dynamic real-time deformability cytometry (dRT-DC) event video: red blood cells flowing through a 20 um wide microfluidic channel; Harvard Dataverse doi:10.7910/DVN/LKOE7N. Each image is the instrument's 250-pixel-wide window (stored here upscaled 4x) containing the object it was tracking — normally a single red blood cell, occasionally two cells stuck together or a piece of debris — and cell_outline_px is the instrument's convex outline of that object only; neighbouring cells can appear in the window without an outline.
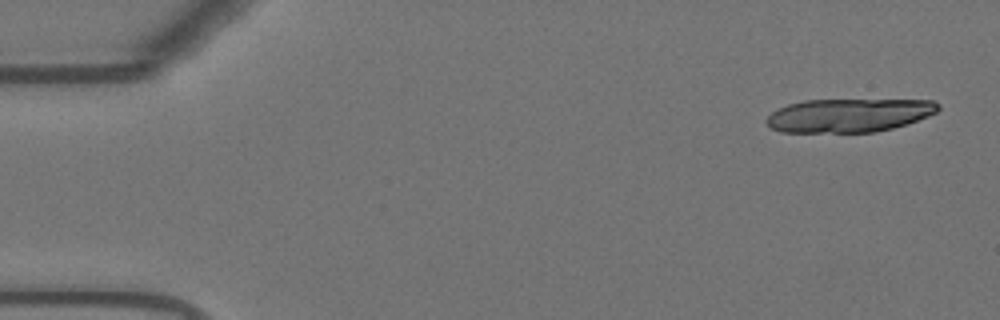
{"species": "Egyptian fruit bat (a non-hibernating species)", "species_latin": "Rousettus aegyptiacus", "temperature_condition": "warm", "stored_images_in_passage": 17, "camera_frame_rate_fps": 3000, "um_per_image_px": 0.085, "animal": {"sex": "female"}, "frame": {"image": 1, "passage_image": 1, "time_ms": 0.0, "image_size_px": [1000, 320], "cell_outline_px": [[940, 108], [936, 112], [928, 116], [892, 128], [876, 132], [780, 132], [772, 128], [764, 120], [772, 112], [788, 104], [804, 100], [932, 100], [940, 104]], "centroid_in_image_um": [72.14, 9.8], "position_along_channel_um": 12.9, "area_um2": 33.41}}